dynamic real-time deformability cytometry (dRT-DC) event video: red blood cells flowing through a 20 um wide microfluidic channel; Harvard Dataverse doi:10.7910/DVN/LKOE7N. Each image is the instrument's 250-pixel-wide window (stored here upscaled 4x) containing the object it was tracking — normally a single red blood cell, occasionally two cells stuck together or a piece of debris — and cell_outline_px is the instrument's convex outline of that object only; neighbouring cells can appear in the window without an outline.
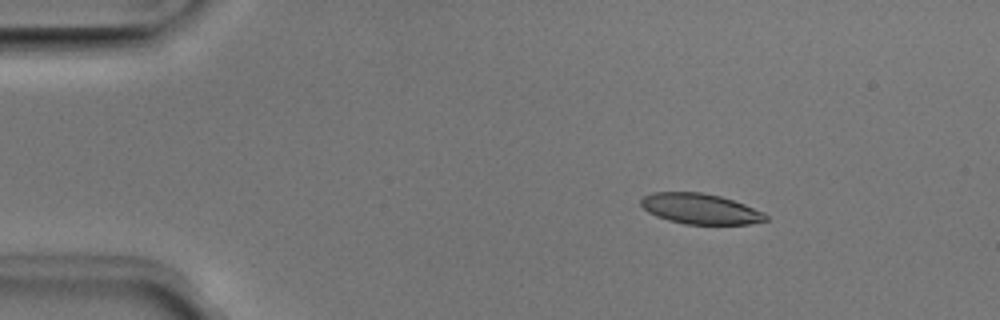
{"species": "Egyptian fruit bat (a non-hibernating species)", "species_latin": "Rousettus aegyptiacus", "temperature_condition": "room temperature", "stored_images_in_passage": 44, "camera_frame_rate_fps": 3000, "um_per_image_px": 0.085, "animal": {"sex": "male"}, "frame": {"image": 1, "passage_image": 1, "time_ms": 0.0, "image_size_px": [1000, 320], "cell_outline_px": [[768, 220], [748, 224], [684, 224], [668, 220], [656, 216], [648, 212], [640, 204], [640, 200], [644, 196], [652, 192], [700, 192], [720, 196], [744, 204], [764, 212], [768, 216]], "centroid_in_image_um": [59.51, 17.75], "position_along_channel_um": 25.5, "area_um2": 22.14}}
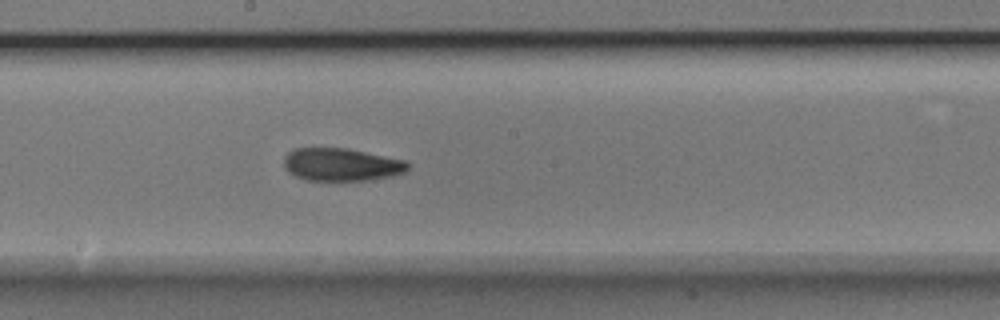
{"frame": {"image": 2, "passage_image": 21, "time_ms": 6.667, "image_size_px": [1000, 320], "cell_outline_px": [[412, 164], [404, 172], [392, 176], [368, 180], [304, 180], [288, 172], [284, 168], [284, 156], [292, 148], [348, 148], [408, 160]], "centroid_in_image_um": [29.04, 13.98], "position_along_channel_um": 219.2, "area_um2": 24.04}}
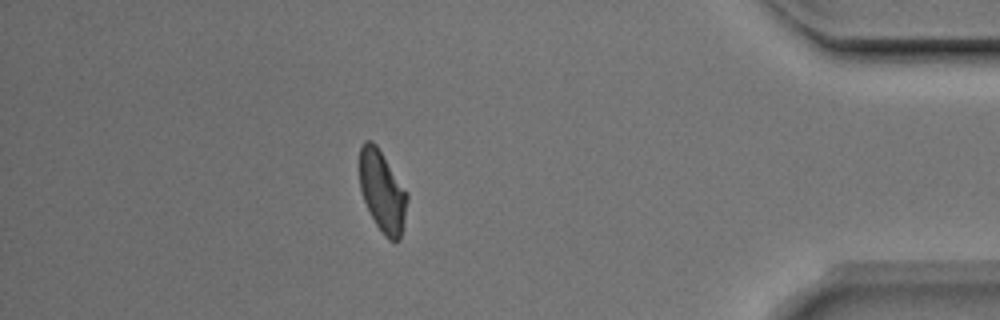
{"frame": {"image": 3, "passage_image": 38, "time_ms": 12.333, "image_size_px": [1000, 320], "cell_outline_px": [[408, 200], [400, 240], [388, 240], [384, 236], [376, 224], [364, 200], [360, 188], [360, 148], [364, 140], [372, 140], [376, 144], [408, 192]], "centroid_in_image_um": [32.51, 16.25], "position_along_channel_um": 402.7, "area_um2": 22.48}, "authors_computed_cell_mechanics": {"area_um2": 23.6402, "velocity_mm_per_s": 3.9645, "shape_relaxation_time_tau1_ms": 5.9748, "shape_relaxation_time_tau2_ms": 5.0151, "deformation_change_tau1": 0.1734, "deformation_change_tau2": 0.1215}}